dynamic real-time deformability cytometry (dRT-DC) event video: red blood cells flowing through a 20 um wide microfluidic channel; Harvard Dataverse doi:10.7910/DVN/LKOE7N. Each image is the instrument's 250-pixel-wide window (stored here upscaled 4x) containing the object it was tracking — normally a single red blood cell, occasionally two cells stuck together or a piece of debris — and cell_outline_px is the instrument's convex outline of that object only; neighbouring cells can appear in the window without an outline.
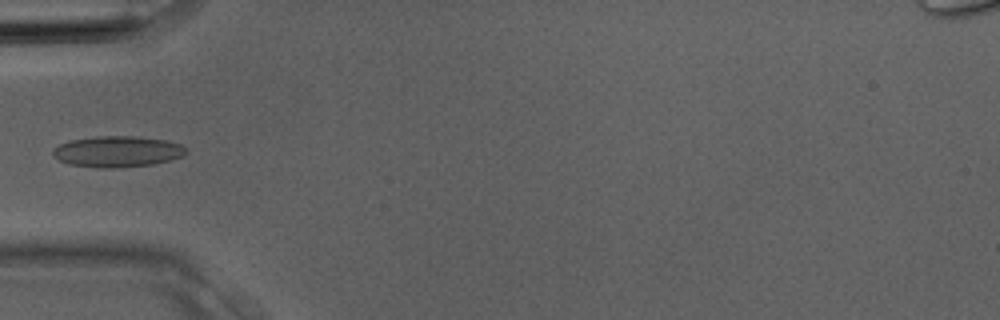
{"species": "Egyptian fruit bat (a non-hibernating species)", "species_latin": "Rousettus aegyptiacus", "temperature_condition": "room temperature", "stored_images_in_passage": 2, "camera_frame_rate_fps": 3000, "um_per_image_px": 0.085, "animal": {"sex": "male"}, "frame": {"image": 1, "passage_image": 2, "time_ms": 0.333, "image_size_px": [1000, 320], "cell_outline_px": [[188, 152], [184, 156], [152, 164], [116, 168], [96, 168], [68, 164], [52, 156], [52, 148], [68, 140], [96, 136], [136, 136], [164, 140], [180, 144], [188, 148]], "centroid_in_image_um": [9.95, 12.88], "position_along_channel_um": 75.0, "area_um2": 24.33}}